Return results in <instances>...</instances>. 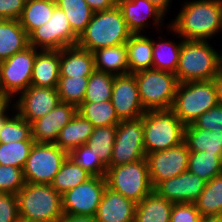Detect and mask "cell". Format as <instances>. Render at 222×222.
<instances>
[{"instance_id": "6da1fadb", "label": "cell", "mask_w": 222, "mask_h": 222, "mask_svg": "<svg viewBox=\"0 0 222 222\" xmlns=\"http://www.w3.org/2000/svg\"><path fill=\"white\" fill-rule=\"evenodd\" d=\"M170 28L184 40L207 41L222 28L221 0L185 3Z\"/></svg>"}, {"instance_id": "7a4b0ae2", "label": "cell", "mask_w": 222, "mask_h": 222, "mask_svg": "<svg viewBox=\"0 0 222 222\" xmlns=\"http://www.w3.org/2000/svg\"><path fill=\"white\" fill-rule=\"evenodd\" d=\"M131 34L121 10L115 5L111 9L94 12L85 31L79 36L77 45L93 52L101 48L126 44Z\"/></svg>"}, {"instance_id": "3957f363", "label": "cell", "mask_w": 222, "mask_h": 222, "mask_svg": "<svg viewBox=\"0 0 222 222\" xmlns=\"http://www.w3.org/2000/svg\"><path fill=\"white\" fill-rule=\"evenodd\" d=\"M216 105L215 79L189 81L178 83L171 110L187 126Z\"/></svg>"}, {"instance_id": "277c9868", "label": "cell", "mask_w": 222, "mask_h": 222, "mask_svg": "<svg viewBox=\"0 0 222 222\" xmlns=\"http://www.w3.org/2000/svg\"><path fill=\"white\" fill-rule=\"evenodd\" d=\"M19 216L38 222H58L63 216L62 195L50 184L25 183L16 194Z\"/></svg>"}, {"instance_id": "5b68a950", "label": "cell", "mask_w": 222, "mask_h": 222, "mask_svg": "<svg viewBox=\"0 0 222 222\" xmlns=\"http://www.w3.org/2000/svg\"><path fill=\"white\" fill-rule=\"evenodd\" d=\"M184 128L185 125L171 109L146 111L143 115L146 156L181 144Z\"/></svg>"}, {"instance_id": "8992f818", "label": "cell", "mask_w": 222, "mask_h": 222, "mask_svg": "<svg viewBox=\"0 0 222 222\" xmlns=\"http://www.w3.org/2000/svg\"><path fill=\"white\" fill-rule=\"evenodd\" d=\"M218 53L206 41H182L178 67L179 83L214 80L217 77Z\"/></svg>"}, {"instance_id": "52a82bcc", "label": "cell", "mask_w": 222, "mask_h": 222, "mask_svg": "<svg viewBox=\"0 0 222 222\" xmlns=\"http://www.w3.org/2000/svg\"><path fill=\"white\" fill-rule=\"evenodd\" d=\"M133 74L145 111L171 109L179 83L174 73L150 68Z\"/></svg>"}, {"instance_id": "ba28073f", "label": "cell", "mask_w": 222, "mask_h": 222, "mask_svg": "<svg viewBox=\"0 0 222 222\" xmlns=\"http://www.w3.org/2000/svg\"><path fill=\"white\" fill-rule=\"evenodd\" d=\"M107 187L135 203L141 202L153 190L149 177L147 158L139 161L107 167Z\"/></svg>"}, {"instance_id": "9c48e42d", "label": "cell", "mask_w": 222, "mask_h": 222, "mask_svg": "<svg viewBox=\"0 0 222 222\" xmlns=\"http://www.w3.org/2000/svg\"><path fill=\"white\" fill-rule=\"evenodd\" d=\"M68 152L52 143H34L23 168L26 183L51 184Z\"/></svg>"}, {"instance_id": "30bf717a", "label": "cell", "mask_w": 222, "mask_h": 222, "mask_svg": "<svg viewBox=\"0 0 222 222\" xmlns=\"http://www.w3.org/2000/svg\"><path fill=\"white\" fill-rule=\"evenodd\" d=\"M37 48L27 47L0 62V84L3 94L10 100L13 94L25 91L32 80Z\"/></svg>"}, {"instance_id": "8fae6325", "label": "cell", "mask_w": 222, "mask_h": 222, "mask_svg": "<svg viewBox=\"0 0 222 222\" xmlns=\"http://www.w3.org/2000/svg\"><path fill=\"white\" fill-rule=\"evenodd\" d=\"M79 37L72 31L66 14L56 7L48 22L29 35V46L40 50H61L77 45Z\"/></svg>"}, {"instance_id": "7c38bea8", "label": "cell", "mask_w": 222, "mask_h": 222, "mask_svg": "<svg viewBox=\"0 0 222 222\" xmlns=\"http://www.w3.org/2000/svg\"><path fill=\"white\" fill-rule=\"evenodd\" d=\"M106 186L105 177L92 176L65 192L62 195L63 214L95 217Z\"/></svg>"}, {"instance_id": "4fadbf2b", "label": "cell", "mask_w": 222, "mask_h": 222, "mask_svg": "<svg viewBox=\"0 0 222 222\" xmlns=\"http://www.w3.org/2000/svg\"><path fill=\"white\" fill-rule=\"evenodd\" d=\"M189 155L190 151L184 141L175 147L148 154L146 158L153 188L160 182L187 171Z\"/></svg>"}, {"instance_id": "5bb4252c", "label": "cell", "mask_w": 222, "mask_h": 222, "mask_svg": "<svg viewBox=\"0 0 222 222\" xmlns=\"http://www.w3.org/2000/svg\"><path fill=\"white\" fill-rule=\"evenodd\" d=\"M111 102L120 120L137 119L146 112L141 104L133 73L114 77Z\"/></svg>"}, {"instance_id": "9a60e30c", "label": "cell", "mask_w": 222, "mask_h": 222, "mask_svg": "<svg viewBox=\"0 0 222 222\" xmlns=\"http://www.w3.org/2000/svg\"><path fill=\"white\" fill-rule=\"evenodd\" d=\"M61 102L58 89L30 85L16 102L18 114L30 124L47 115ZM18 107V108H17Z\"/></svg>"}, {"instance_id": "2e32d148", "label": "cell", "mask_w": 222, "mask_h": 222, "mask_svg": "<svg viewBox=\"0 0 222 222\" xmlns=\"http://www.w3.org/2000/svg\"><path fill=\"white\" fill-rule=\"evenodd\" d=\"M205 184L206 181L187 170L160 182L154 191L172 203H195L203 192Z\"/></svg>"}, {"instance_id": "e0dca14e", "label": "cell", "mask_w": 222, "mask_h": 222, "mask_svg": "<svg viewBox=\"0 0 222 222\" xmlns=\"http://www.w3.org/2000/svg\"><path fill=\"white\" fill-rule=\"evenodd\" d=\"M77 113V107L70 103L60 102L47 115L31 123L32 138L36 143L55 144L61 129Z\"/></svg>"}, {"instance_id": "ac0fdd59", "label": "cell", "mask_w": 222, "mask_h": 222, "mask_svg": "<svg viewBox=\"0 0 222 222\" xmlns=\"http://www.w3.org/2000/svg\"><path fill=\"white\" fill-rule=\"evenodd\" d=\"M136 203L106 186L95 215L97 222H134Z\"/></svg>"}, {"instance_id": "d6986e66", "label": "cell", "mask_w": 222, "mask_h": 222, "mask_svg": "<svg viewBox=\"0 0 222 222\" xmlns=\"http://www.w3.org/2000/svg\"><path fill=\"white\" fill-rule=\"evenodd\" d=\"M116 5L121 10L126 26L132 34H139L145 28V19L148 17L153 16L156 24L160 25V20L165 16L148 0H117Z\"/></svg>"}, {"instance_id": "ffe728a7", "label": "cell", "mask_w": 222, "mask_h": 222, "mask_svg": "<svg viewBox=\"0 0 222 222\" xmlns=\"http://www.w3.org/2000/svg\"><path fill=\"white\" fill-rule=\"evenodd\" d=\"M60 76H90L95 71L94 55L78 45L60 50Z\"/></svg>"}, {"instance_id": "44dd1931", "label": "cell", "mask_w": 222, "mask_h": 222, "mask_svg": "<svg viewBox=\"0 0 222 222\" xmlns=\"http://www.w3.org/2000/svg\"><path fill=\"white\" fill-rule=\"evenodd\" d=\"M36 54L31 85L56 88L60 77V50H41Z\"/></svg>"}, {"instance_id": "7402d4cb", "label": "cell", "mask_w": 222, "mask_h": 222, "mask_svg": "<svg viewBox=\"0 0 222 222\" xmlns=\"http://www.w3.org/2000/svg\"><path fill=\"white\" fill-rule=\"evenodd\" d=\"M29 47V36L19 20L0 19V62Z\"/></svg>"}, {"instance_id": "603a6c76", "label": "cell", "mask_w": 222, "mask_h": 222, "mask_svg": "<svg viewBox=\"0 0 222 222\" xmlns=\"http://www.w3.org/2000/svg\"><path fill=\"white\" fill-rule=\"evenodd\" d=\"M93 131L94 125L77 112L71 121L61 129L55 144L69 152L86 144Z\"/></svg>"}, {"instance_id": "cb8c5ba5", "label": "cell", "mask_w": 222, "mask_h": 222, "mask_svg": "<svg viewBox=\"0 0 222 222\" xmlns=\"http://www.w3.org/2000/svg\"><path fill=\"white\" fill-rule=\"evenodd\" d=\"M173 204L153 190L136 203L134 222H170Z\"/></svg>"}, {"instance_id": "d4e9b609", "label": "cell", "mask_w": 222, "mask_h": 222, "mask_svg": "<svg viewBox=\"0 0 222 222\" xmlns=\"http://www.w3.org/2000/svg\"><path fill=\"white\" fill-rule=\"evenodd\" d=\"M93 55L95 70L114 76L129 74L127 48L125 44L95 50L93 51Z\"/></svg>"}, {"instance_id": "484cf974", "label": "cell", "mask_w": 222, "mask_h": 222, "mask_svg": "<svg viewBox=\"0 0 222 222\" xmlns=\"http://www.w3.org/2000/svg\"><path fill=\"white\" fill-rule=\"evenodd\" d=\"M129 73L152 68L153 41L141 34H131L126 42Z\"/></svg>"}, {"instance_id": "4316f807", "label": "cell", "mask_w": 222, "mask_h": 222, "mask_svg": "<svg viewBox=\"0 0 222 222\" xmlns=\"http://www.w3.org/2000/svg\"><path fill=\"white\" fill-rule=\"evenodd\" d=\"M184 142L190 152L205 151L210 154H222V132L198 129L192 124L184 128Z\"/></svg>"}, {"instance_id": "83f0119b", "label": "cell", "mask_w": 222, "mask_h": 222, "mask_svg": "<svg viewBox=\"0 0 222 222\" xmlns=\"http://www.w3.org/2000/svg\"><path fill=\"white\" fill-rule=\"evenodd\" d=\"M55 0H31L25 2L24 9L18 19L29 36L35 29L48 22L56 8Z\"/></svg>"}, {"instance_id": "f1b7e54d", "label": "cell", "mask_w": 222, "mask_h": 222, "mask_svg": "<svg viewBox=\"0 0 222 222\" xmlns=\"http://www.w3.org/2000/svg\"><path fill=\"white\" fill-rule=\"evenodd\" d=\"M56 6L64 11L72 31L79 37L92 19L94 11L85 0H55Z\"/></svg>"}, {"instance_id": "f546056e", "label": "cell", "mask_w": 222, "mask_h": 222, "mask_svg": "<svg viewBox=\"0 0 222 222\" xmlns=\"http://www.w3.org/2000/svg\"><path fill=\"white\" fill-rule=\"evenodd\" d=\"M188 171L208 182L222 174V154H210L205 151L190 152Z\"/></svg>"}, {"instance_id": "4dcf8cb0", "label": "cell", "mask_w": 222, "mask_h": 222, "mask_svg": "<svg viewBox=\"0 0 222 222\" xmlns=\"http://www.w3.org/2000/svg\"><path fill=\"white\" fill-rule=\"evenodd\" d=\"M77 112L90 121L94 127L117 125L121 120L116 115L111 100L104 102H82Z\"/></svg>"}, {"instance_id": "1f68e13d", "label": "cell", "mask_w": 222, "mask_h": 222, "mask_svg": "<svg viewBox=\"0 0 222 222\" xmlns=\"http://www.w3.org/2000/svg\"><path fill=\"white\" fill-rule=\"evenodd\" d=\"M91 177L87 171L67 157L50 185L63 195L70 189L86 182Z\"/></svg>"}, {"instance_id": "d6a6232c", "label": "cell", "mask_w": 222, "mask_h": 222, "mask_svg": "<svg viewBox=\"0 0 222 222\" xmlns=\"http://www.w3.org/2000/svg\"><path fill=\"white\" fill-rule=\"evenodd\" d=\"M195 205L202 217L222 214V174L206 182Z\"/></svg>"}, {"instance_id": "836d02e7", "label": "cell", "mask_w": 222, "mask_h": 222, "mask_svg": "<svg viewBox=\"0 0 222 222\" xmlns=\"http://www.w3.org/2000/svg\"><path fill=\"white\" fill-rule=\"evenodd\" d=\"M116 129L117 125L94 127V131L86 143L90 146L91 151L97 154L106 166L110 164L112 157Z\"/></svg>"}, {"instance_id": "e575fe53", "label": "cell", "mask_w": 222, "mask_h": 222, "mask_svg": "<svg viewBox=\"0 0 222 222\" xmlns=\"http://www.w3.org/2000/svg\"><path fill=\"white\" fill-rule=\"evenodd\" d=\"M152 41H153L152 68L175 74L178 67L182 41L178 45L170 41L161 42V43H155L154 40Z\"/></svg>"}, {"instance_id": "d590c367", "label": "cell", "mask_w": 222, "mask_h": 222, "mask_svg": "<svg viewBox=\"0 0 222 222\" xmlns=\"http://www.w3.org/2000/svg\"><path fill=\"white\" fill-rule=\"evenodd\" d=\"M114 75L95 70L90 76L83 102L111 100Z\"/></svg>"}, {"instance_id": "8d00e7d4", "label": "cell", "mask_w": 222, "mask_h": 222, "mask_svg": "<svg viewBox=\"0 0 222 222\" xmlns=\"http://www.w3.org/2000/svg\"><path fill=\"white\" fill-rule=\"evenodd\" d=\"M88 80L89 76H60L57 89L61 102L70 103L78 107L85 97Z\"/></svg>"}, {"instance_id": "74e56055", "label": "cell", "mask_w": 222, "mask_h": 222, "mask_svg": "<svg viewBox=\"0 0 222 222\" xmlns=\"http://www.w3.org/2000/svg\"><path fill=\"white\" fill-rule=\"evenodd\" d=\"M35 141L0 143V165L23 169Z\"/></svg>"}, {"instance_id": "f35d334b", "label": "cell", "mask_w": 222, "mask_h": 222, "mask_svg": "<svg viewBox=\"0 0 222 222\" xmlns=\"http://www.w3.org/2000/svg\"><path fill=\"white\" fill-rule=\"evenodd\" d=\"M68 157L77 165L81 166L91 176L105 177L107 166L100 157L91 151L90 146L83 144L68 152Z\"/></svg>"}, {"instance_id": "ab89813d", "label": "cell", "mask_w": 222, "mask_h": 222, "mask_svg": "<svg viewBox=\"0 0 222 222\" xmlns=\"http://www.w3.org/2000/svg\"><path fill=\"white\" fill-rule=\"evenodd\" d=\"M114 145L144 146L143 116L117 124Z\"/></svg>"}, {"instance_id": "60d3db41", "label": "cell", "mask_w": 222, "mask_h": 222, "mask_svg": "<svg viewBox=\"0 0 222 222\" xmlns=\"http://www.w3.org/2000/svg\"><path fill=\"white\" fill-rule=\"evenodd\" d=\"M15 141H34L31 124L18 113L14 117H9L0 131V143H12Z\"/></svg>"}, {"instance_id": "b9f144b4", "label": "cell", "mask_w": 222, "mask_h": 222, "mask_svg": "<svg viewBox=\"0 0 222 222\" xmlns=\"http://www.w3.org/2000/svg\"><path fill=\"white\" fill-rule=\"evenodd\" d=\"M25 183L23 169L0 165V193L17 194Z\"/></svg>"}, {"instance_id": "7bdbcfd3", "label": "cell", "mask_w": 222, "mask_h": 222, "mask_svg": "<svg viewBox=\"0 0 222 222\" xmlns=\"http://www.w3.org/2000/svg\"><path fill=\"white\" fill-rule=\"evenodd\" d=\"M144 158V146L113 145L112 157L107 167L133 163Z\"/></svg>"}, {"instance_id": "ee69618b", "label": "cell", "mask_w": 222, "mask_h": 222, "mask_svg": "<svg viewBox=\"0 0 222 222\" xmlns=\"http://www.w3.org/2000/svg\"><path fill=\"white\" fill-rule=\"evenodd\" d=\"M192 125L198 129L222 132V106L218 104L206 111Z\"/></svg>"}, {"instance_id": "f6af8a7d", "label": "cell", "mask_w": 222, "mask_h": 222, "mask_svg": "<svg viewBox=\"0 0 222 222\" xmlns=\"http://www.w3.org/2000/svg\"><path fill=\"white\" fill-rule=\"evenodd\" d=\"M195 203H174L170 222H201Z\"/></svg>"}, {"instance_id": "bcb514c9", "label": "cell", "mask_w": 222, "mask_h": 222, "mask_svg": "<svg viewBox=\"0 0 222 222\" xmlns=\"http://www.w3.org/2000/svg\"><path fill=\"white\" fill-rule=\"evenodd\" d=\"M19 218L16 194L0 193V222H17Z\"/></svg>"}, {"instance_id": "7dc6e473", "label": "cell", "mask_w": 222, "mask_h": 222, "mask_svg": "<svg viewBox=\"0 0 222 222\" xmlns=\"http://www.w3.org/2000/svg\"><path fill=\"white\" fill-rule=\"evenodd\" d=\"M24 6V0H0V19L18 20Z\"/></svg>"}, {"instance_id": "c3c4849f", "label": "cell", "mask_w": 222, "mask_h": 222, "mask_svg": "<svg viewBox=\"0 0 222 222\" xmlns=\"http://www.w3.org/2000/svg\"><path fill=\"white\" fill-rule=\"evenodd\" d=\"M85 1L94 12L111 9L117 4V0H85Z\"/></svg>"}, {"instance_id": "681fc988", "label": "cell", "mask_w": 222, "mask_h": 222, "mask_svg": "<svg viewBox=\"0 0 222 222\" xmlns=\"http://www.w3.org/2000/svg\"><path fill=\"white\" fill-rule=\"evenodd\" d=\"M58 222H97L93 216H76L70 214H63Z\"/></svg>"}, {"instance_id": "f907efd6", "label": "cell", "mask_w": 222, "mask_h": 222, "mask_svg": "<svg viewBox=\"0 0 222 222\" xmlns=\"http://www.w3.org/2000/svg\"><path fill=\"white\" fill-rule=\"evenodd\" d=\"M11 100H0V131L3 128L5 121L9 118L6 115L7 108Z\"/></svg>"}, {"instance_id": "816d5d0a", "label": "cell", "mask_w": 222, "mask_h": 222, "mask_svg": "<svg viewBox=\"0 0 222 222\" xmlns=\"http://www.w3.org/2000/svg\"><path fill=\"white\" fill-rule=\"evenodd\" d=\"M151 4H153L155 7H157L163 14H165V11L167 8H169L168 4L171 0H148Z\"/></svg>"}, {"instance_id": "f5cc1de1", "label": "cell", "mask_w": 222, "mask_h": 222, "mask_svg": "<svg viewBox=\"0 0 222 222\" xmlns=\"http://www.w3.org/2000/svg\"><path fill=\"white\" fill-rule=\"evenodd\" d=\"M215 86L217 89L218 104L222 106V77L215 78Z\"/></svg>"}, {"instance_id": "db71d44e", "label": "cell", "mask_w": 222, "mask_h": 222, "mask_svg": "<svg viewBox=\"0 0 222 222\" xmlns=\"http://www.w3.org/2000/svg\"><path fill=\"white\" fill-rule=\"evenodd\" d=\"M201 222H222V214L203 216Z\"/></svg>"}, {"instance_id": "11a10c76", "label": "cell", "mask_w": 222, "mask_h": 222, "mask_svg": "<svg viewBox=\"0 0 222 222\" xmlns=\"http://www.w3.org/2000/svg\"><path fill=\"white\" fill-rule=\"evenodd\" d=\"M217 76L222 77V53L218 54L217 60Z\"/></svg>"}, {"instance_id": "9f6ffc18", "label": "cell", "mask_w": 222, "mask_h": 222, "mask_svg": "<svg viewBox=\"0 0 222 222\" xmlns=\"http://www.w3.org/2000/svg\"><path fill=\"white\" fill-rule=\"evenodd\" d=\"M17 222H38V221L29 220V219H26V218H23V217L19 216Z\"/></svg>"}, {"instance_id": "6f0895ef", "label": "cell", "mask_w": 222, "mask_h": 222, "mask_svg": "<svg viewBox=\"0 0 222 222\" xmlns=\"http://www.w3.org/2000/svg\"><path fill=\"white\" fill-rule=\"evenodd\" d=\"M0 100H9V99L3 94L1 84H0Z\"/></svg>"}]
</instances>
